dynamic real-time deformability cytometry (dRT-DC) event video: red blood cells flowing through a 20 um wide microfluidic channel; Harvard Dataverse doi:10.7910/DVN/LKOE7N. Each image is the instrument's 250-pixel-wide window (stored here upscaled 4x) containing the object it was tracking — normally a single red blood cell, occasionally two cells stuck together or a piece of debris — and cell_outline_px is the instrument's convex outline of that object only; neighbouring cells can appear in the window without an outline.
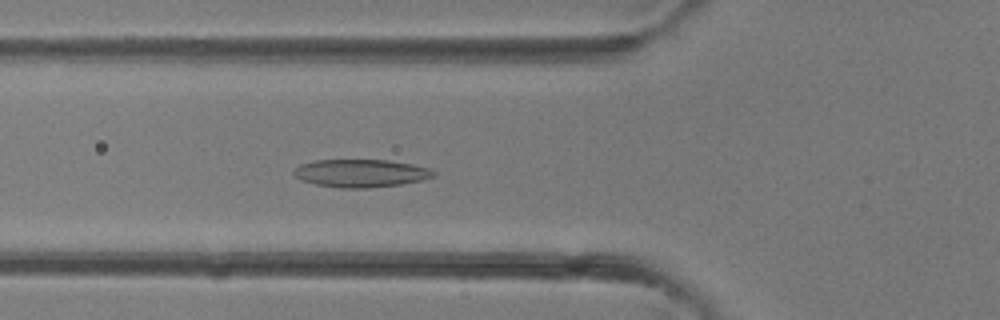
{"species": "common noctule bat (a hibernating species)", "species_latin": "Nyctalus noctula", "temperature_condition": "room temperature", "stored_images_in_passage": 39, "camera_frame_rate_fps": 3000, "um_per_image_px": 0.085, "animal": {"sex": "female"}, "frame": {"image": 1, "passage_image": 14, "time_ms": 4.333, "image_size_px": [1000, 320], "cell_outline_px": [[436, 176], [424, 180], [400, 184], [368, 188], [340, 188], [316, 184], [300, 180], [292, 172], [300, 164], [316, 160], [388, 160], [412, 164], [428, 168], [436, 172]], "centroid_in_image_um": [30.69, 14.72], "position_along_channel_um": 95.1, "area_um2": 22.72}}
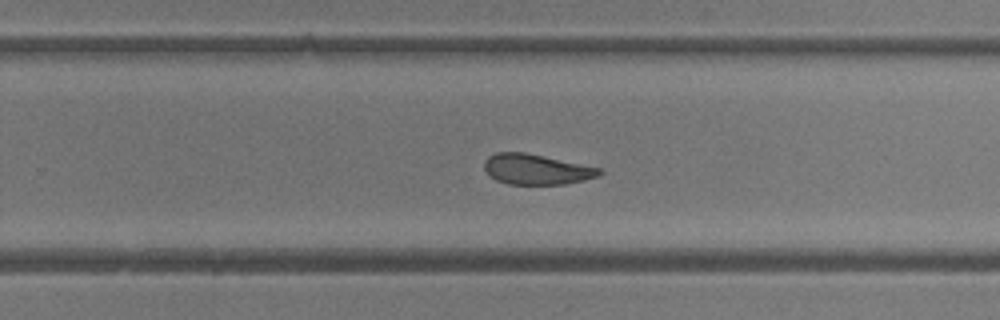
{"frame": {"image": 2, "passage_image": 25, "time_ms": 8.0, "image_size_px": [1000, 320], "cell_outline_px": [[604, 172], [600, 176], [584, 180], [564, 184], [508, 184], [496, 180], [484, 168], [484, 160], [488, 156], [496, 152], [524, 152], [600, 168]], "centroid_in_image_um": [45.59, 14.39], "position_along_channel_um": 284.2, "area_um2": 20.23}}
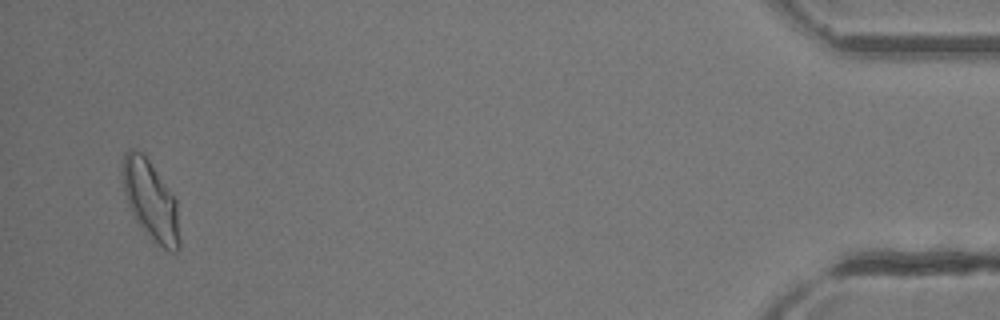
{"frame": {"image": 3, "passage_image": 38, "time_ms": 12.333, "image_size_px": [1000, 320], "cell_outline_px": [[180, 248], [176, 252], [168, 252], [136, 220], [128, 204], [124, 192], [120, 164], [124, 152], [128, 148], [132, 148], [144, 152], [176, 200], [180, 240]], "centroid_in_image_um": [12.78, 16.94], "position_along_channel_um": 422.4, "area_um2": 26.24}}